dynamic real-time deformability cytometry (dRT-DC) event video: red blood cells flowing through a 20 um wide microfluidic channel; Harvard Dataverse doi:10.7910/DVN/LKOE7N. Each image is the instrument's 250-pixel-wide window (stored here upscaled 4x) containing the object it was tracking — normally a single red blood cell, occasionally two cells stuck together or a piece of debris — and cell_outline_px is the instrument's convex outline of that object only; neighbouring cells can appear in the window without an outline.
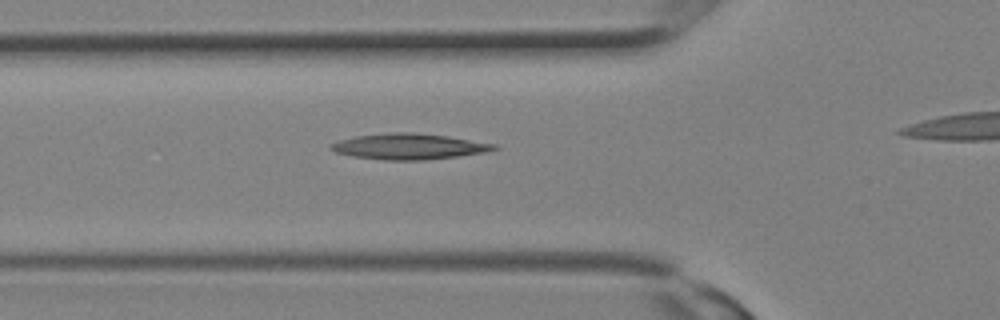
{"species": "Egyptian fruit bat (a non-hibernating species)", "species_latin": "Rousettus aegyptiacus", "temperature_condition": "room temperature", "stored_images_in_passage": 15, "camera_frame_rate_fps": 3000, "um_per_image_px": 0.085, "animal": {"sex": "female"}, "frame": {"image": 1, "passage_image": 4, "time_ms": 1.0, "image_size_px": [1000, 320], "cell_outline_px": [[500, 148], [484, 152], [456, 156], [424, 160], [384, 160], [352, 156], [336, 152], [328, 148], [332, 144], [340, 140], [356, 136], [396, 132], [412, 132], [448, 136], [496, 144]], "centroid_in_image_um": [34.77, 12.45], "position_along_channel_um": 91.0, "area_um2": 24.28}}
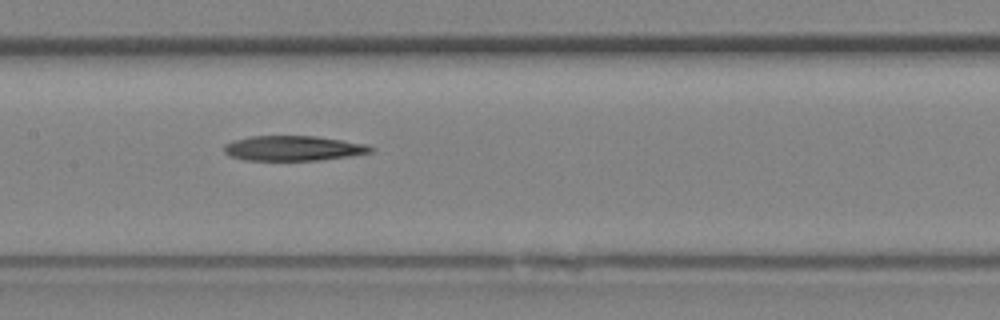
{"frame": {"image": 2, "passage_image": 8, "time_ms": 2.333, "image_size_px": [1000, 320], "cell_outline_px": [[376, 148], [372, 152], [348, 156], [320, 160], [244, 160], [228, 156], [224, 152], [224, 144], [248, 136], [316, 136], [364, 144]], "centroid_in_image_um": [24.89, 12.6], "position_along_channel_um": 182.5, "area_um2": 21.27}}
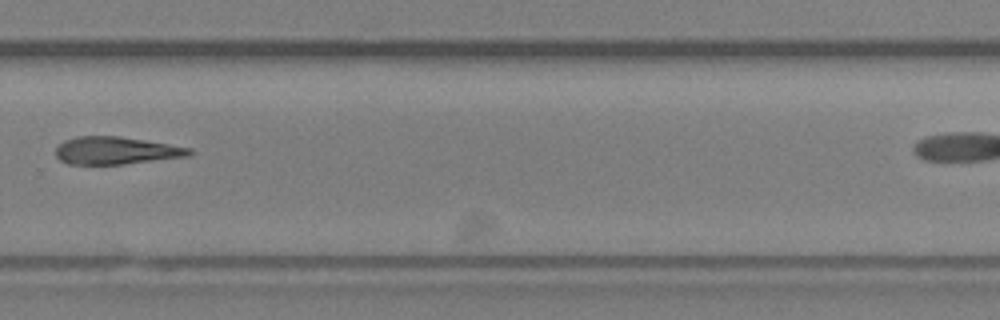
{"frame": {"image": 3, "passage_image": 14, "time_ms": 4.333, "image_size_px": [1000, 320], "cell_outline_px": [[196, 152], [188, 156], [124, 164], [68, 164], [60, 160], [56, 156], [56, 148], [64, 140], [76, 136], [116, 136], [168, 144], [192, 148]], "centroid_in_image_um": [9.86, 12.8], "position_along_channel_um": 319.9, "area_um2": 21.33}}